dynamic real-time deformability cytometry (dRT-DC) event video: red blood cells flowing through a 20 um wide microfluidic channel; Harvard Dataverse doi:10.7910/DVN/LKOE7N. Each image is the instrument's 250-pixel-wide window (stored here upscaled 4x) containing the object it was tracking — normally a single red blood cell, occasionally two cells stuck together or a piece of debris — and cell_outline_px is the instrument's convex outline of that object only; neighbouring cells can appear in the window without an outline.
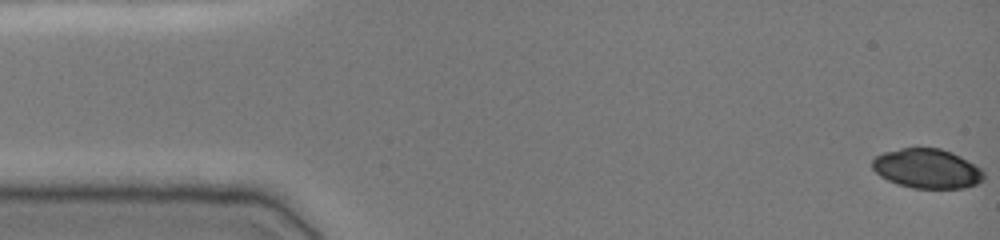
{"species": "common noctule bat (a hibernating species)", "species_latin": "Nyctalus noctula", "temperature_condition": "cold", "stored_images_in_passage": 50, "camera_frame_rate_fps": 3000, "um_per_image_px": 0.085, "animal": {"sex": "female", "body_mass_g": 19.0, "forearm_length_mm": 51.5}, "frame": {"image": 1, "passage_image": 1, "time_ms": 0.0, "image_size_px": [1000, 240], "cell_outline_px": [[984, 180], [976, 184], [964, 188], [912, 188], [896, 184], [880, 176], [872, 168], [872, 160], [876, 156], [884, 152], [900, 148], [940, 148], [952, 152], [960, 156], [980, 168], [984, 172]], "centroid_in_image_um": [78.79, 14.33], "position_along_channel_um": 6.2, "area_um2": 25.72}}
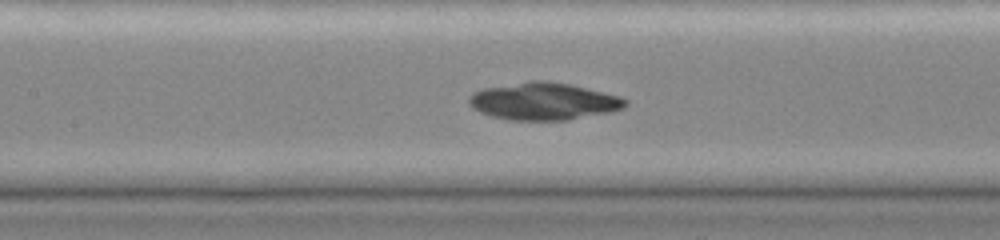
{"frame": {"image": 2, "passage_image": 23, "time_ms": 7.333, "image_size_px": [1000, 240], "cell_outline_px": [[628, 104], [624, 108], [612, 112], [568, 120], [508, 120], [492, 116], [480, 112], [472, 108], [468, 104], [468, 96], [472, 92], [484, 88], [528, 80], [544, 80], [568, 84], [620, 96], [628, 100]], "centroid_in_image_um": [46.19, 8.61], "position_along_channel_um": 161.2, "area_um2": 34.28}}
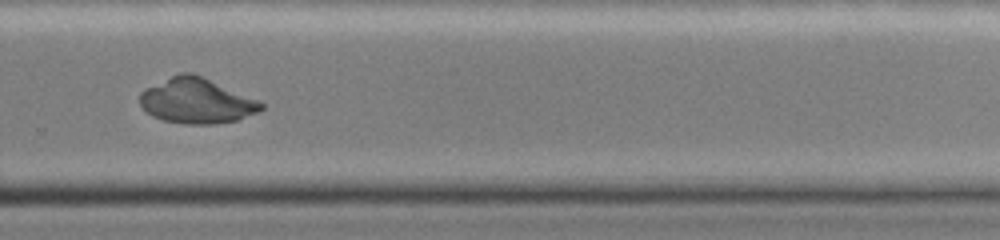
{"frame": {"image": 3, "passage_image": 35, "time_ms": 11.333, "image_size_px": [1000, 240], "cell_outline_px": [[264, 108], [256, 112], [236, 120], [216, 124], [184, 124], [164, 120], [152, 116], [140, 104], [140, 92], [144, 88], [180, 72], [192, 72], [260, 100], [264, 104]], "centroid_in_image_um": [16.71, 8.56], "position_along_channel_um": 313.1, "area_um2": 31.96}}